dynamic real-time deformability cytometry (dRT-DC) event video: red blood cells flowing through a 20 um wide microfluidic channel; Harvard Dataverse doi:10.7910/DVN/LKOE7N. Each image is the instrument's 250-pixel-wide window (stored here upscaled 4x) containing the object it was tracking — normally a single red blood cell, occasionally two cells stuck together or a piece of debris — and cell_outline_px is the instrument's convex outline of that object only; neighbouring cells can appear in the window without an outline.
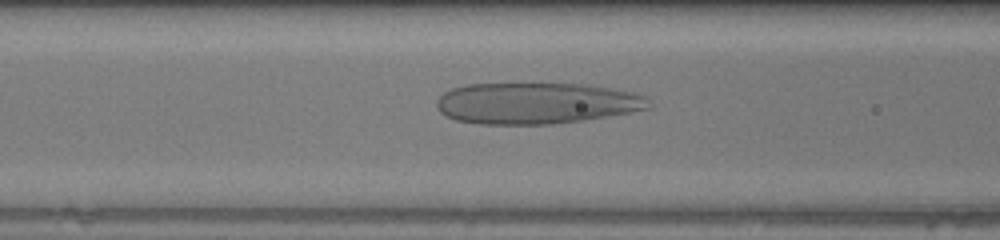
{"species": "human", "species_latin": "Homo sapiens", "temperature_condition": "warm", "stored_images_in_passage": 51, "camera_frame_rate_fps": 3000, "um_per_image_px": 0.085, "donor": {"sex": "female"}, "frame": {"image": 1, "passage_image": 20, "time_ms": 6.333, "image_size_px": [1000, 240], "cell_outline_px": [[652, 108], [632, 112], [584, 120], [552, 124], [480, 124], [456, 120], [444, 116], [440, 112], [436, 104], [436, 100], [444, 92], [452, 88], [468, 84], [588, 84], [640, 92], [648, 96], [652, 104]], "centroid_in_image_um": [45.67, 8.77], "position_along_channel_um": 120.9, "area_um2": 51.73}}
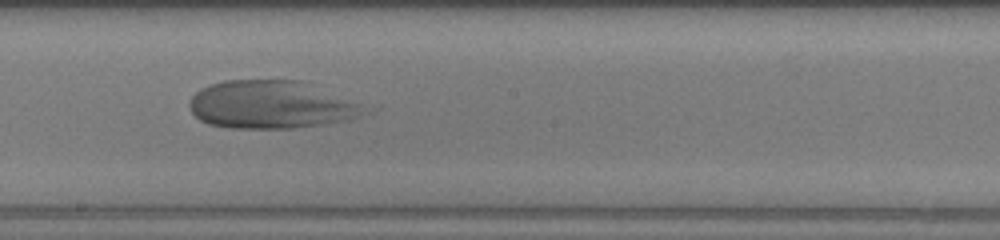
{"frame": {"image": 2, "passage_image": 28, "time_ms": 9.0, "image_size_px": [1000, 240], "cell_outline_px": [[380, 108], [372, 112], [348, 120], [324, 124], [292, 128], [228, 128], [208, 124], [200, 120], [192, 112], [188, 104], [192, 96], [200, 88], [208, 84], [224, 80], [304, 80]], "centroid_in_image_um": [23.22, 8.88], "position_along_channel_um": 225.0, "area_um2": 50.52}}
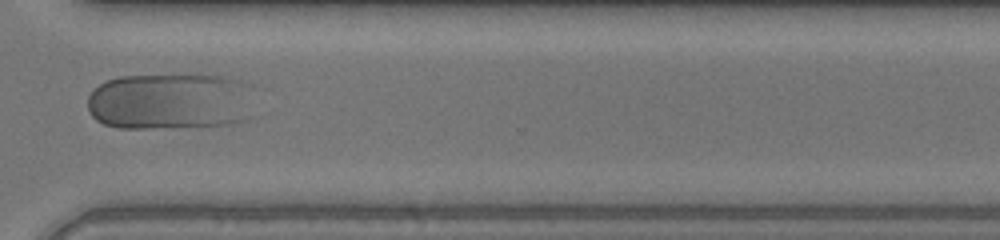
{"frame": {"image": 3, "passage_image": 38, "time_ms": 12.333, "image_size_px": [1000, 240], "cell_outline_px": [[252, 84], [248, 120], [232, 124], [148, 128], [116, 128], [104, 124], [96, 120], [88, 112], [88, 96], [104, 80], [120, 76], [220, 76]], "centroid_in_image_um": [14.44, 8.63], "position_along_channel_um": 356.2, "area_um2": 55.2}}